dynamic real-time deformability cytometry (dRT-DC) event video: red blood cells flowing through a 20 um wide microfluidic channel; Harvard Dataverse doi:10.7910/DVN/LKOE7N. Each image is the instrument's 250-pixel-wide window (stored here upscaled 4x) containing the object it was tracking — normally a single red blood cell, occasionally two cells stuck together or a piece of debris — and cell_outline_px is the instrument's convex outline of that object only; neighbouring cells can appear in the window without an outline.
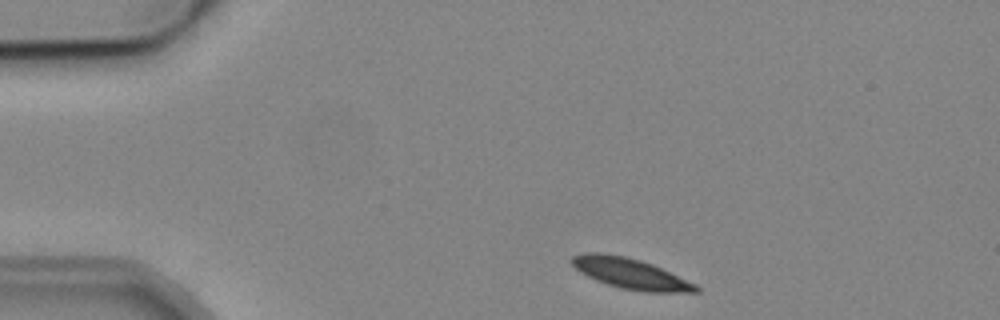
{"species": "common noctule bat (a hibernating species)", "species_latin": "Nyctalus noctula", "temperature_condition": "cold", "stored_images_in_passage": 4, "camera_frame_rate_fps": 3000, "um_per_image_px": 0.085, "animal": {"sex": "male", "body_mass_g": 19.2, "forearm_length_mm": 51.8}, "frame": {"image": 1, "passage_image": 1, "time_ms": 0.0, "image_size_px": [1000, 320], "cell_outline_px": [[700, 292], [644, 292], [620, 288], [596, 280], [580, 272], [572, 264], [572, 256], [580, 252], [600, 252], [624, 256], [640, 260], [652, 264], [696, 284], [700, 288]], "centroid_in_image_um": [53.58, 23.25], "position_along_channel_um": 31.4, "area_um2": 22.02}}